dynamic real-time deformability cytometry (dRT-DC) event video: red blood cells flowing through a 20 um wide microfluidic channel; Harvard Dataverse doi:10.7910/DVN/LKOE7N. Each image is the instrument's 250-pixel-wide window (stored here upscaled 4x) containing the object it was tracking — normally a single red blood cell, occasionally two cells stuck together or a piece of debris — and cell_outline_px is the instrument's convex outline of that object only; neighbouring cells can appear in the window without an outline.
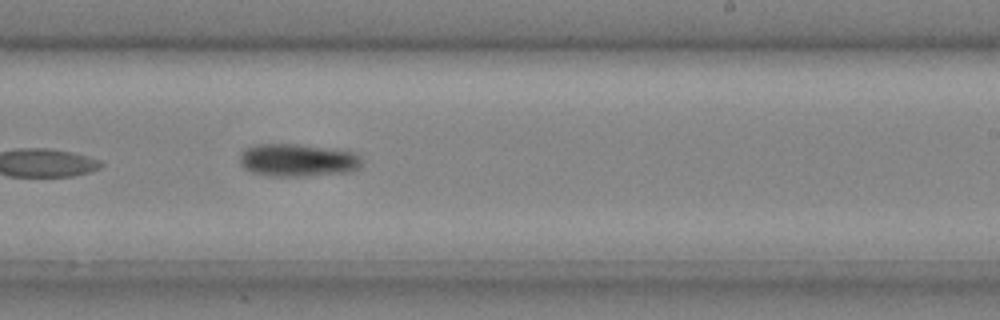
{"species": "common noctule bat (a hibernating species)", "species_latin": "Nyctalus noctula", "temperature_condition": "cold", "stored_images_in_passage": 19, "camera_frame_rate_fps": 3000, "um_per_image_px": 0.085, "animal": {"sex": "male", "body_mass_g": 20.4}, "frame": {"image": 1, "passage_image": 14, "time_ms": 4.333, "image_size_px": [1000, 320], "cell_outline_px": [[364, 160], [360, 168], [352, 172], [304, 176], [272, 176], [252, 172], [244, 168], [240, 164], [240, 152], [256, 144], [300, 144], [356, 152]], "centroid_in_image_um": [25.36, 13.62], "position_along_channel_um": 263.6, "area_um2": 23.58}}